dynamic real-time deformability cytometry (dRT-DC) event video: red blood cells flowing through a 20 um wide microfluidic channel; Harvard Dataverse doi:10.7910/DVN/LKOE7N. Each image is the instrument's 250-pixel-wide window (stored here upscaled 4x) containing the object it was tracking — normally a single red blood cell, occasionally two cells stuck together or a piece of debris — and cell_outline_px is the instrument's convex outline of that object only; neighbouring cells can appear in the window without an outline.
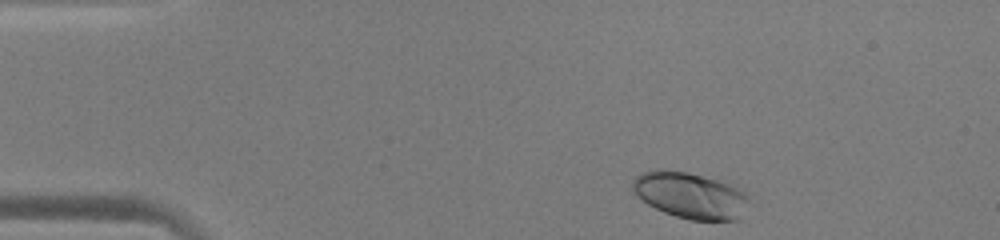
{"species": "human", "species_latin": "Homo sapiens", "temperature_condition": "warm", "stored_images_in_passage": 45, "camera_frame_rate_fps": 3000, "um_per_image_px": 0.085, "donor": {"sex": "male"}, "frame": {"image": 1, "passage_image": 1, "time_ms": 0.0, "image_size_px": [1000, 240], "cell_outline_px": [[748, 200], [740, 220], [688, 220], [664, 212], [648, 204], [632, 188], [632, 180], [640, 172], [656, 168], [664, 168], [688, 172], [732, 180], [748, 196]], "centroid_in_image_um": [58.73, 16.55], "position_along_channel_um": 26.3, "area_um2": 32.25}}
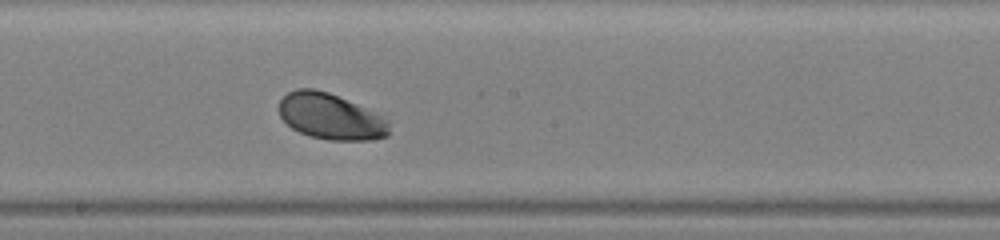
{"frame": {"image": 2, "passage_image": 22, "time_ms": 7.0, "image_size_px": [1000, 240], "cell_outline_px": [[388, 136], [368, 140], [328, 140], [308, 136], [292, 128], [280, 116], [280, 100], [288, 92], [296, 88], [312, 88], [328, 92], [388, 112]], "centroid_in_image_um": [28.23, 9.87], "position_along_channel_um": 220.0, "area_um2": 30.63}}
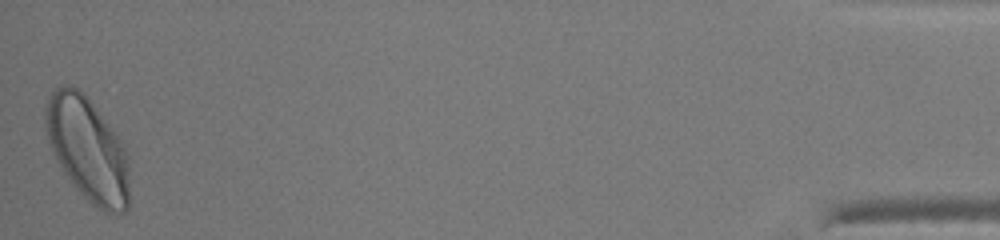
{"frame": {"image": 3, "passage_image": 45, "time_ms": 14.667, "image_size_px": [1000, 240], "cell_outline_px": [[128, 208], [124, 212], [104, 212], [92, 204], [72, 184], [60, 164], [48, 140], [44, 128], [44, 104], [52, 88], [64, 84], [76, 88], [96, 108], [116, 132], [128, 156]], "centroid_in_image_um": [7.42, 12.65], "position_along_channel_um": 427.8, "area_um2": 50.46}, "authors_computed_cell_mechanics": {"area_um2": 30.9808, "velocity_mm_per_s": 3.9148, "shape_relaxation_time_tau1_ms": 1.6434, "shape_relaxation_time_tau2_ms": null, "deformation_change_tau1": 0.1348, "deformation_change_tau2": null}}